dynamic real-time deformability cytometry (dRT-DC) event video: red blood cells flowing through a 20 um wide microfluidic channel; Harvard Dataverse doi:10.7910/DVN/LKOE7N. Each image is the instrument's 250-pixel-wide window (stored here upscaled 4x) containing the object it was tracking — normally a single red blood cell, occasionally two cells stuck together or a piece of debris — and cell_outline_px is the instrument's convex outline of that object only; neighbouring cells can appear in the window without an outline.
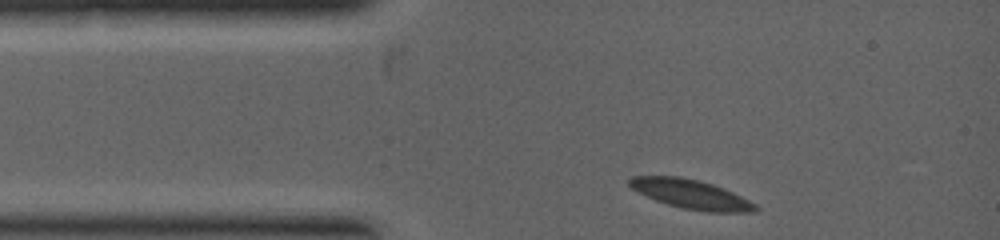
{"species": "common noctule bat (a hibernating species)", "species_latin": "Nyctalus noctula", "temperature_condition": "warm", "stored_images_in_passage": 4, "camera_frame_rate_fps": 5000, "um_per_image_px": 0.085, "animal": {"sex": "female", "body_mass_g": 19.0, "forearm_length_mm": 53.3}, "frame": {"image": 1, "passage_image": 1, "time_ms": 0.0, "image_size_px": [1000, 240], "cell_outline_px": [[760, 208], [756, 212], [708, 212], [684, 208], [668, 204], [656, 200], [636, 192], [628, 184], [628, 180], [632, 176], [680, 176], [700, 180], [724, 188], [756, 204]], "centroid_in_image_um": [58.73, 16.5], "position_along_channel_um": 26.3, "area_um2": 21.44}}
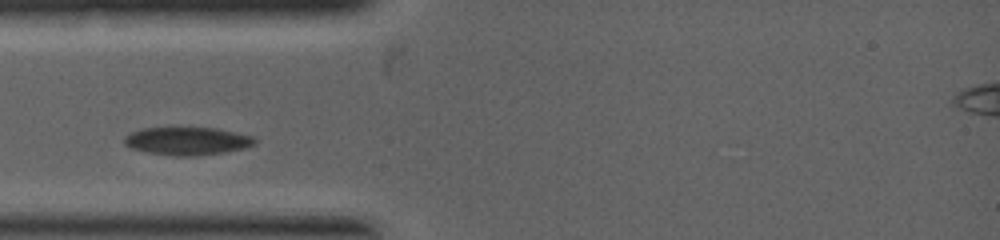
{"frame": {"image": 2, "passage_image": 3, "time_ms": 1.0, "image_size_px": [1000, 240], "cell_outline_px": [[256, 144], [244, 148], [224, 152], [196, 156], [172, 156], [148, 152], [132, 148], [124, 144], [124, 136], [140, 128], [176, 124], [216, 128], [252, 136], [256, 140]], "centroid_in_image_um": [15.86, 11.93], "position_along_channel_um": 69.1, "area_um2": 22.25}}